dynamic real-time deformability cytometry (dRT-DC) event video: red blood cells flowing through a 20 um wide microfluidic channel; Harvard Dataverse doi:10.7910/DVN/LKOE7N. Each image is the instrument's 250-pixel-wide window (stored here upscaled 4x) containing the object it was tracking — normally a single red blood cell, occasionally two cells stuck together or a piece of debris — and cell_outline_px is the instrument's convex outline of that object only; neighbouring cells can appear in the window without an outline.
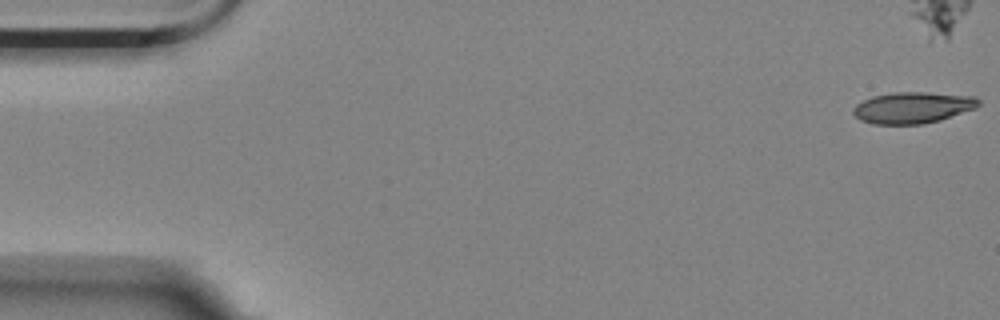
{"species": "Egyptian fruit bat (a non-hibernating species)", "species_latin": "Rousettus aegyptiacus", "temperature_condition": "room temperature", "stored_images_in_passage": 46, "camera_frame_rate_fps": 3000, "um_per_image_px": 0.085, "animal": {"sex": "female"}, "frame": {"image": 1, "passage_image": 1, "time_ms": 0.0, "image_size_px": [1000, 320], "cell_outline_px": [[980, 104], [976, 108], [940, 120], [924, 124], [872, 124], [860, 120], [852, 112], [852, 108], [856, 104], [872, 96], [892, 92], [924, 92], [976, 96], [980, 100]], "centroid_in_image_um": [77.58, 9.14], "position_along_channel_um": 7.4, "area_um2": 23.06}, "authors_computed_cell_mechanics": {"area_um2": 24.1026, "velocity_mm_per_s": 3.5192, "shape_relaxation_time_tau1_ms": 8.1265, "shape_relaxation_time_tau2_ms": 4.7129, "deformation_change_tau1": 0.2025, "deformation_change_tau2": 0.1404}}